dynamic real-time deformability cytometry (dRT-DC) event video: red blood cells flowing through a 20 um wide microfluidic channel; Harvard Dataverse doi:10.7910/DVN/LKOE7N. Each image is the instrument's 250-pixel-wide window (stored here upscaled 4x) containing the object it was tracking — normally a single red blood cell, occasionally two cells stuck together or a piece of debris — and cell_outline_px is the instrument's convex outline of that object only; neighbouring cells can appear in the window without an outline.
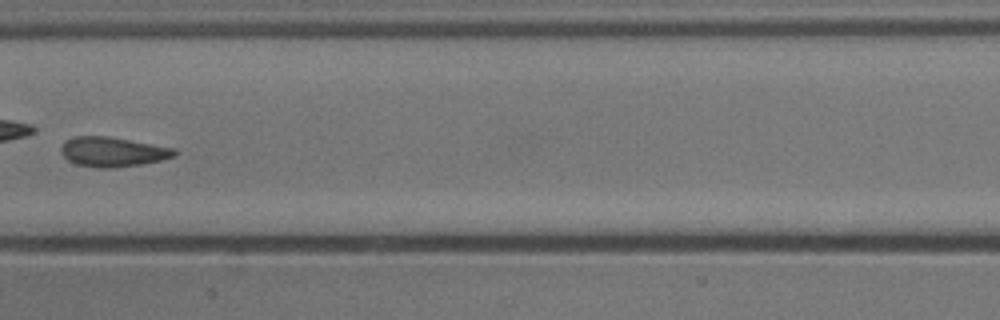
{"species": "common noctule bat (a hibernating species)", "species_latin": "Nyctalus noctula", "temperature_condition": "cold", "stored_images_in_passage": 7, "camera_frame_rate_fps": 3000, "um_per_image_px": 0.085, "animal": {"sex": "male", "body_mass_g": 13.3}, "frame": {"image": 1, "passage_image": 6, "time_ms": 1.667, "image_size_px": [1000, 320], "cell_outline_px": [[180, 152], [176, 156], [160, 160], [140, 164], [116, 168], [96, 168], [76, 164], [68, 160], [60, 152], [60, 148], [72, 136], [108, 136], [176, 148]], "centroid_in_image_um": [9.61, 12.91], "position_along_channel_um": 197.8, "area_um2": 19.77}}
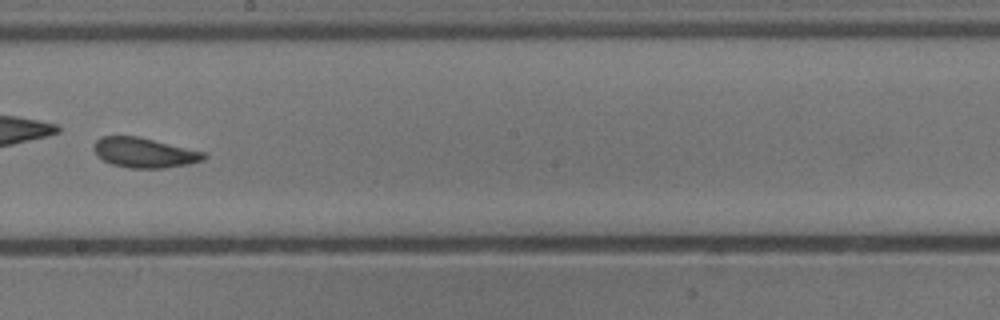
{"frame": {"image": 2, "passage_image": 7, "time_ms": 2.0, "image_size_px": [1000, 320], "cell_outline_px": [[208, 156], [204, 160], [188, 164], [164, 168], [128, 168], [112, 164], [96, 156], [92, 148], [96, 140], [104, 136], [140, 136], [208, 152]], "centroid_in_image_um": [12.31, 12.97], "position_along_channel_um": 235.9, "area_um2": 19.59}}